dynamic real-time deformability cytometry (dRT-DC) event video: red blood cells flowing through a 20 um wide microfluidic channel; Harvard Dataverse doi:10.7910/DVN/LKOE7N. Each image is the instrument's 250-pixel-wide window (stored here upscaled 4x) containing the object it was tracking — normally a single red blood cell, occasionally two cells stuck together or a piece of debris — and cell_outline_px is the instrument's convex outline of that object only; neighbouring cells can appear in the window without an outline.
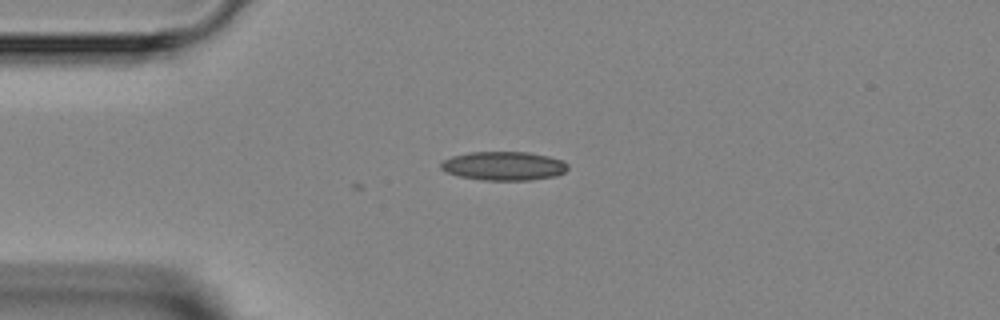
{"species": "Egyptian fruit bat (a non-hibernating species)", "species_latin": "Rousettus aegyptiacus", "temperature_condition": "room temperature", "stored_images_in_passage": 6, "camera_frame_rate_fps": 3000, "um_per_image_px": 0.085, "animal": {"sex": "female"}, "frame": {"image": 1, "passage_image": 3, "time_ms": 3.333, "image_size_px": [1000, 320], "cell_outline_px": [[568, 168], [564, 172], [556, 176], [528, 180], [480, 180], [460, 176], [444, 172], [440, 168], [440, 164], [444, 160], [452, 156], [468, 152], [528, 152], [548, 156], [564, 160], [568, 164]], "centroid_in_image_um": [42.81, 14.1], "position_along_channel_um": 42.2, "area_um2": 21.44}}
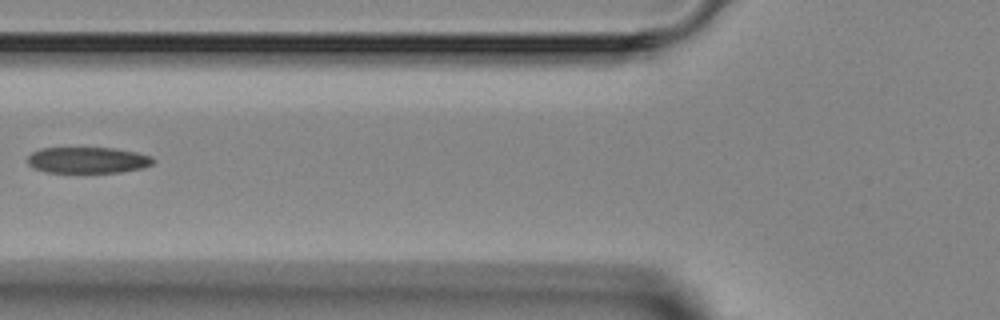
{"frame": {"image": 2, "passage_image": 5, "time_ms": 5.667, "image_size_px": [1000, 320], "cell_outline_px": [[156, 160], [152, 164], [144, 168], [120, 172], [48, 172], [36, 168], [28, 164], [28, 156], [32, 152], [40, 148], [116, 148], [136, 152], [152, 156]], "centroid_in_image_um": [7.51, 13.6], "position_along_channel_um": 118.3, "area_um2": 19.13}}
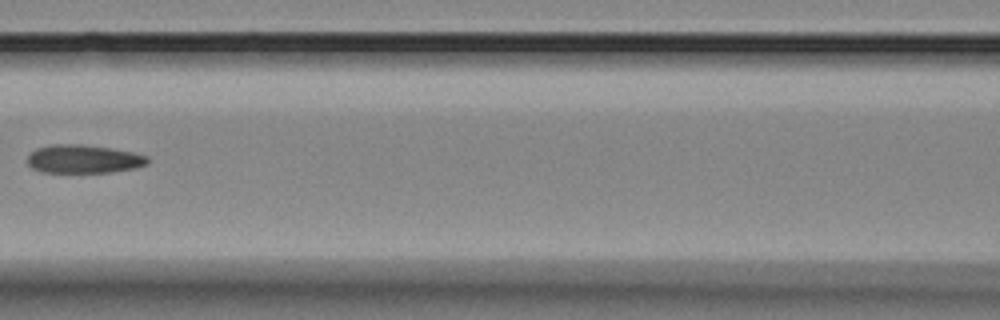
{"frame": {"image": 3, "passage_image": 6, "time_ms": 6.667, "image_size_px": [1000, 320], "cell_outline_px": [[148, 164], [136, 168], [112, 172], [44, 172], [32, 168], [28, 164], [28, 156], [36, 148], [52, 144], [84, 144], [112, 148], [132, 152], [148, 156]], "centroid_in_image_um": [7.12, 13.51], "position_along_channel_um": 159.5, "area_um2": 19.94}}